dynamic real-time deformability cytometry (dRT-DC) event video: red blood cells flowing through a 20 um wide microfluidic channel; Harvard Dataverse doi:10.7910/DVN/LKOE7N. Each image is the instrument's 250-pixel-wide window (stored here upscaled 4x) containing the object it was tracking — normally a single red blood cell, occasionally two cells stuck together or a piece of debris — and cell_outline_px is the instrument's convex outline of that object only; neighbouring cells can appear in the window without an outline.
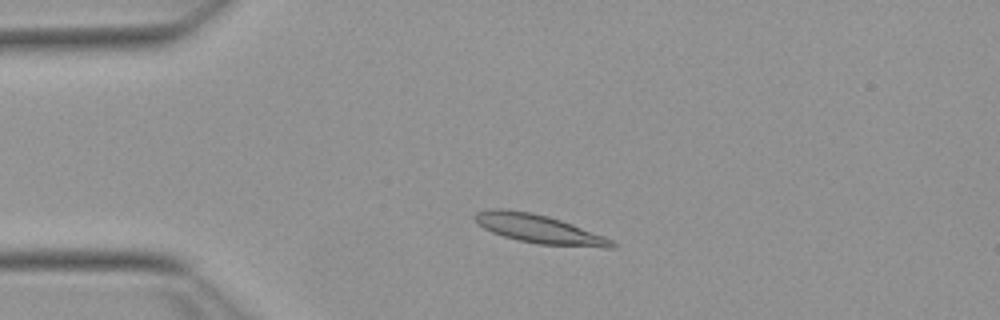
{"species": "Egyptian fruit bat (a non-hibernating species)", "species_latin": "Rousettus aegyptiacus", "temperature_condition": "warm", "stored_images_in_passage": 48, "camera_frame_rate_fps": 3000, "um_per_image_px": 0.085, "animal": {"sex": "female"}, "frame": {"image": 1, "passage_image": 7, "time_ms": 2.0, "image_size_px": [1000, 320], "cell_outline_px": [[616, 248], [604, 248], [540, 244], [516, 240], [492, 232], [476, 224], [472, 216], [476, 212], [492, 208], [508, 208], [532, 212], [548, 216], [572, 224], [604, 236], [612, 240], [616, 244]], "centroid_in_image_um": [45.77, 19.45], "position_along_channel_um": 39.2, "area_um2": 23.12}}
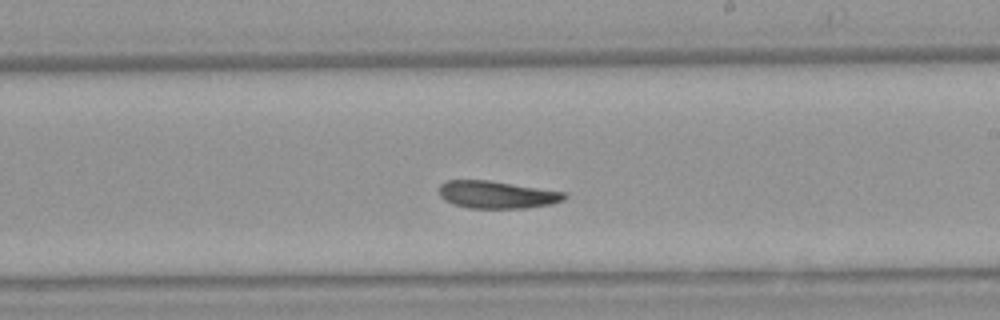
{"frame": {"image": 2, "passage_image": 26, "time_ms": 8.333, "image_size_px": [1000, 320], "cell_outline_px": [[568, 196], [564, 200], [552, 204], [524, 208], [468, 208], [452, 204], [444, 200], [440, 196], [440, 184], [448, 180], [488, 180], [564, 192]], "centroid_in_image_um": [42.22, 16.55], "position_along_channel_um": 246.8, "area_um2": 20.0}}
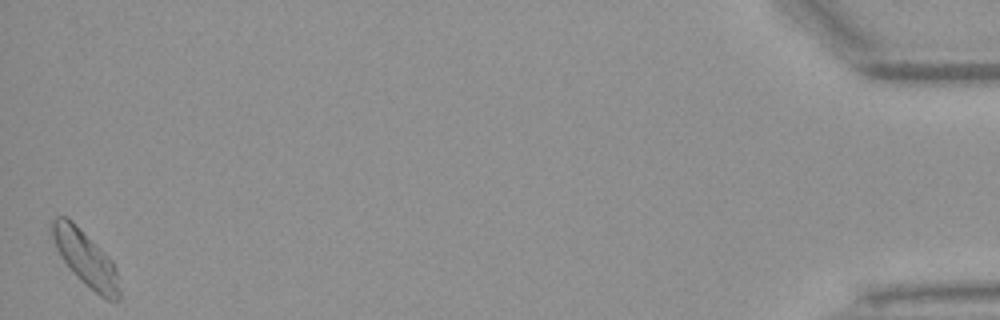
{"frame": {"image": 3, "passage_image": 48, "time_ms": 15.667, "image_size_px": [1000, 320], "cell_outline_px": [[120, 300], [104, 300], [84, 284], [72, 272], [60, 256], [56, 248], [48, 224], [56, 216], [68, 216], [112, 260], [116, 268], [120, 292]], "centroid_in_image_um": [7.25, 21.96], "position_along_channel_um": 428.0, "area_um2": 21.96}, "authors_computed_cell_mechanics": {"area_um2": 20.7213, "velocity_mm_per_s": 3.7696, "shape_relaxation_time_tau1_ms": 8.3912, "shape_relaxation_time_tau2_ms": null, "deformation_change_tau1": 0.1855, "deformation_change_tau2": null}}